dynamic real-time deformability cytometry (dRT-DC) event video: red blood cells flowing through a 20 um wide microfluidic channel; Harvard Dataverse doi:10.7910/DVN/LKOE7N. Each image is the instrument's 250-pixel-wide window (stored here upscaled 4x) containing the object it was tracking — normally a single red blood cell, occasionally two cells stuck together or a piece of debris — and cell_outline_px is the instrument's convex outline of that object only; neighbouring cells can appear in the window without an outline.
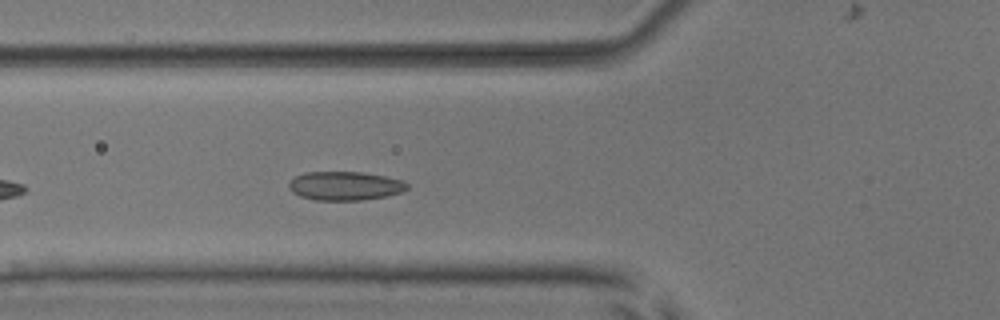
{"species": "common noctule bat (a hibernating species)", "species_latin": "Nyctalus noctula", "temperature_condition": "room temperature", "stored_images_in_passage": 13, "camera_frame_rate_fps": 3000, "um_per_image_px": 0.085, "animal": {"sex": "male", "body_mass_g": 17.9, "forearm_length_mm": 54.2}, "frame": {"image": 1, "passage_image": 6, "time_ms": 1.667, "image_size_px": [1000, 320], "cell_outline_px": [[408, 188], [400, 192], [388, 196], [360, 200], [316, 200], [300, 196], [292, 192], [288, 188], [288, 180], [304, 172], [364, 172], [404, 180], [408, 184]], "centroid_in_image_um": [29.3, 15.79], "position_along_channel_um": 96.5, "area_um2": 20.0}}
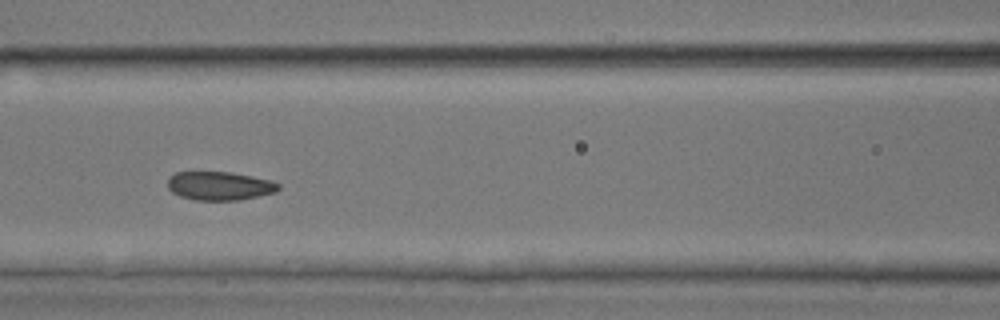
{"frame": {"image": 2, "passage_image": 10, "time_ms": 3.0, "image_size_px": [1000, 320], "cell_outline_px": [[280, 188], [276, 192], [240, 200], [196, 200], [180, 196], [172, 192], [168, 188], [168, 176], [176, 172], [228, 172], [272, 180], [280, 184]], "centroid_in_image_um": [18.66, 15.8], "position_along_channel_um": 147.9, "area_um2": 18.5}}